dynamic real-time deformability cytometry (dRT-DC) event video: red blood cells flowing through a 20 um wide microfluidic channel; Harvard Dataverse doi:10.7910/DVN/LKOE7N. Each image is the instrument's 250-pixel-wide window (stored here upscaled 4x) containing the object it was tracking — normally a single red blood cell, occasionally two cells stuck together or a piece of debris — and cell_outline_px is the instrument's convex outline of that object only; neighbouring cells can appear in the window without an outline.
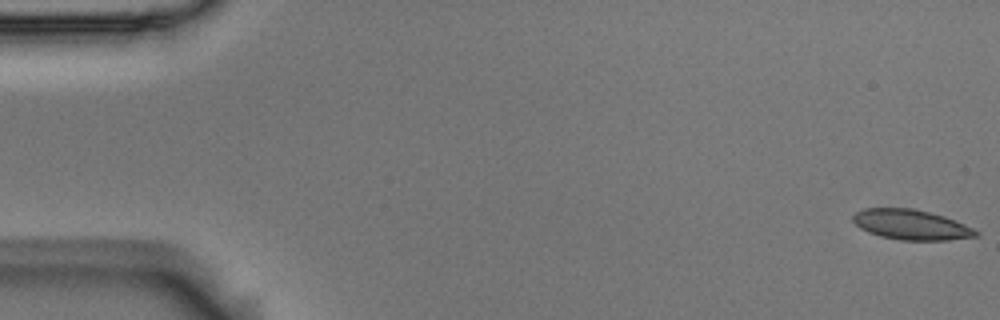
{"species": "Egyptian fruit bat (a non-hibernating species)", "species_latin": "Rousettus aegyptiacus", "temperature_condition": "room temperature", "stored_images_in_passage": 8, "camera_frame_rate_fps": 3000, "um_per_image_px": 0.085, "animal": {"sex": "male"}, "frame": {"image": 1, "passage_image": 1, "time_ms": 0.0, "image_size_px": [1000, 320], "cell_outline_px": [[980, 236], [948, 240], [900, 240], [880, 236], [868, 232], [860, 228], [852, 220], [852, 216], [856, 212], [864, 208], [912, 208], [944, 216], [964, 224], [980, 232]], "centroid_in_image_um": [77.45, 19.1], "position_along_channel_um": 7.6, "area_um2": 21.56}}
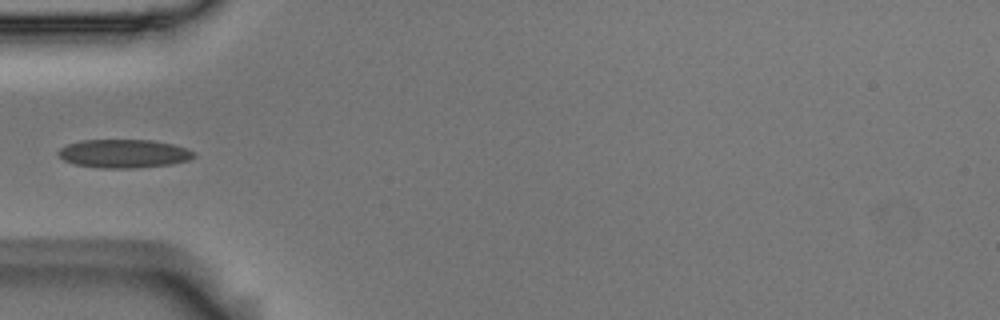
{"frame": {"image": 2, "passage_image": 5, "time_ms": 1.333, "image_size_px": [1000, 320], "cell_outline_px": [[196, 156], [188, 160], [172, 164], [132, 168], [100, 168], [76, 164], [64, 160], [56, 152], [60, 148], [68, 144], [80, 140], [152, 140], [172, 144], [188, 148], [196, 152]], "centroid_in_image_um": [10.55, 13.05], "position_along_channel_um": 74.4, "area_um2": 22.54}}
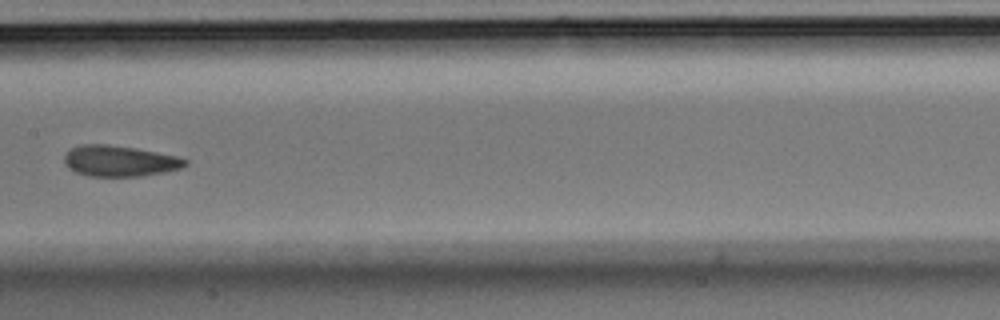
{"frame": {"image": 3, "passage_image": 8, "time_ms": 2.333, "image_size_px": [1000, 320], "cell_outline_px": [[188, 164], [180, 168], [164, 172], [144, 176], [88, 176], [76, 172], [68, 168], [64, 164], [64, 156], [72, 148], [84, 144], [108, 144], [136, 148], [176, 156], [188, 160]], "centroid_in_image_um": [10.16, 13.69], "position_along_channel_um": 197.2, "area_um2": 21.73}}